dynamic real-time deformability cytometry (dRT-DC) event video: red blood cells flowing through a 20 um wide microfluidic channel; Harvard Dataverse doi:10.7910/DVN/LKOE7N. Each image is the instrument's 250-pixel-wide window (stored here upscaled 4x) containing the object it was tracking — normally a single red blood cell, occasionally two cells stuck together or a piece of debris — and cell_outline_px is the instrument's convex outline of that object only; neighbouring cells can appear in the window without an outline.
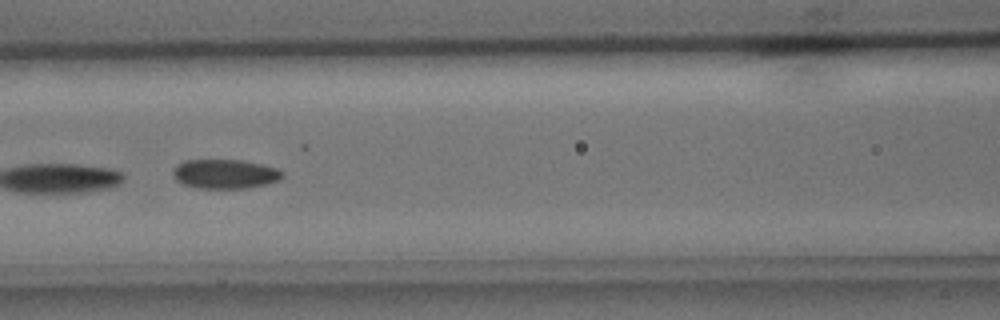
{"species": "common noctule bat (a hibernating species)", "species_latin": "Nyctalus noctula", "temperature_condition": "cold", "stored_images_in_passage": 7, "camera_frame_rate_fps": 3000, "um_per_image_px": 0.085, "animal": {"sex": "male", "body_mass_g": 15.6}, "frame": {"image": 1, "passage_image": 5, "time_ms": 1.333, "image_size_px": [1000, 320], "cell_outline_px": [[284, 176], [276, 180], [264, 184], [244, 188], [196, 188], [184, 184], [176, 180], [172, 176], [172, 172], [176, 164], [184, 160], [240, 160], [260, 164], [276, 168]], "centroid_in_image_um": [19.03, 14.78], "position_along_channel_um": 147.6, "area_um2": 18.44}}
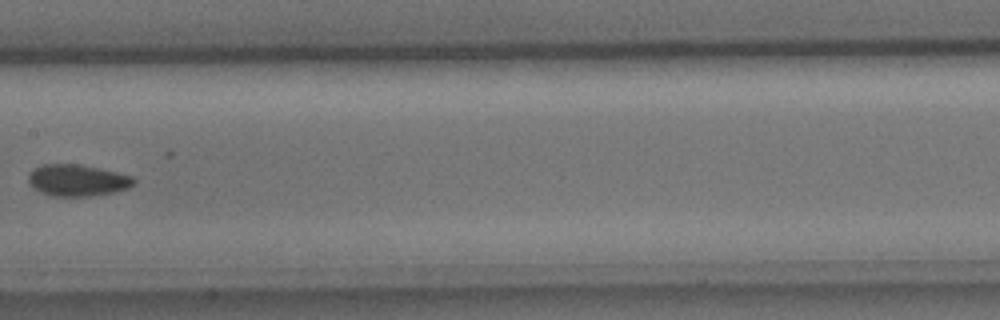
{"frame": {"image": 2, "passage_image": 6, "time_ms": 1.667, "image_size_px": [1000, 320], "cell_outline_px": [[136, 180], [128, 188], [112, 192], [88, 196], [56, 196], [40, 192], [28, 180], [28, 176], [36, 168], [44, 164], [76, 164], [100, 168], [132, 176]], "centroid_in_image_um": [6.6, 15.32], "position_along_channel_um": 200.8, "area_um2": 18.96}}
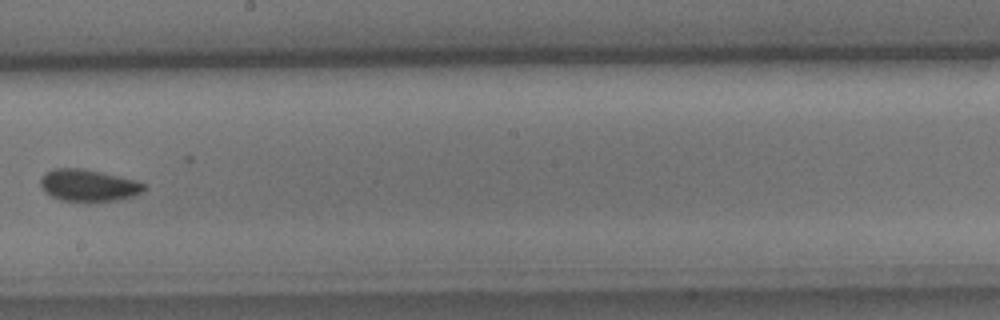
{"frame": {"image": 3, "passage_image": 7, "time_ms": 2.0, "image_size_px": [1000, 320], "cell_outline_px": [[144, 192], [120, 200], [84, 204], [60, 200], [44, 192], [40, 184], [40, 176], [44, 172], [52, 168], [80, 168], [100, 172], [132, 180], [144, 184]], "centroid_in_image_um": [7.44, 15.8], "position_along_channel_um": 240.8, "area_um2": 19.77}}